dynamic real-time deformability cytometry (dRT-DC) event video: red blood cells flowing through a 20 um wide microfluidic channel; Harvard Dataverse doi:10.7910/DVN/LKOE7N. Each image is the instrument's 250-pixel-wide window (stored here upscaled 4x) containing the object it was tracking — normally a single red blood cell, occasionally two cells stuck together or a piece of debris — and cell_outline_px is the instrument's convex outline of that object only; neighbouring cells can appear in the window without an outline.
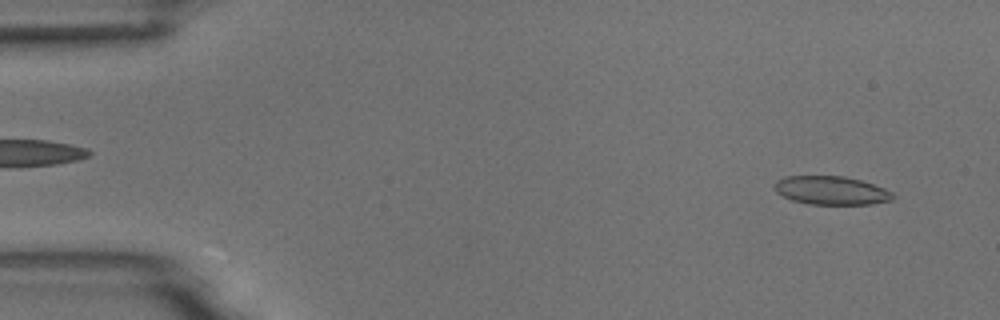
{"species": "common noctule bat (a hibernating species)", "species_latin": "Nyctalus noctula", "temperature_condition": "room temperature", "stored_images_in_passage": 53, "camera_frame_rate_fps": 3000, "um_per_image_px": 0.085, "animal": {"sex": "male", "body_mass_g": 18.8}, "frame": {"image": 1, "passage_image": 3, "time_ms": 0.667, "image_size_px": [1000, 320], "cell_outline_px": [[896, 196], [892, 200], [872, 204], [808, 204], [792, 200], [776, 192], [776, 180], [784, 176], [844, 176], [860, 180], [884, 188], [892, 192]], "centroid_in_image_um": [70.67, 16.19], "position_along_channel_um": 14.3, "area_um2": 19.59}}
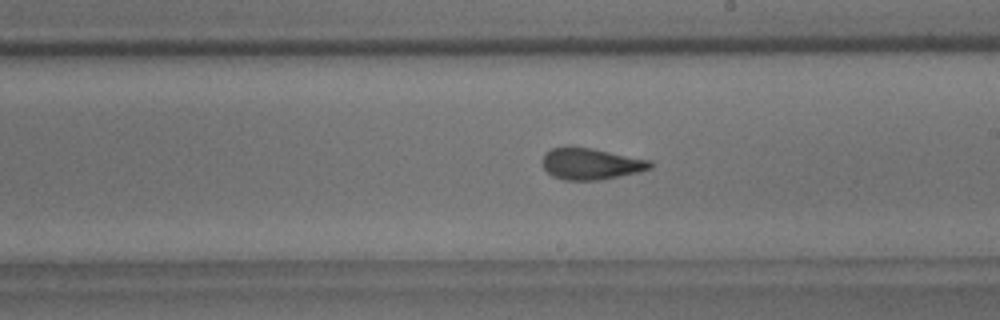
{"frame": {"image": 2, "passage_image": 30, "time_ms": 9.667, "image_size_px": [1000, 320], "cell_outline_px": [[652, 168], [640, 172], [600, 180], [564, 180], [552, 176], [544, 168], [540, 160], [544, 152], [552, 148], [568, 144], [592, 148], [652, 160]], "centroid_in_image_um": [50.18, 13.89], "position_along_channel_um": 238.8, "area_um2": 20.4}}
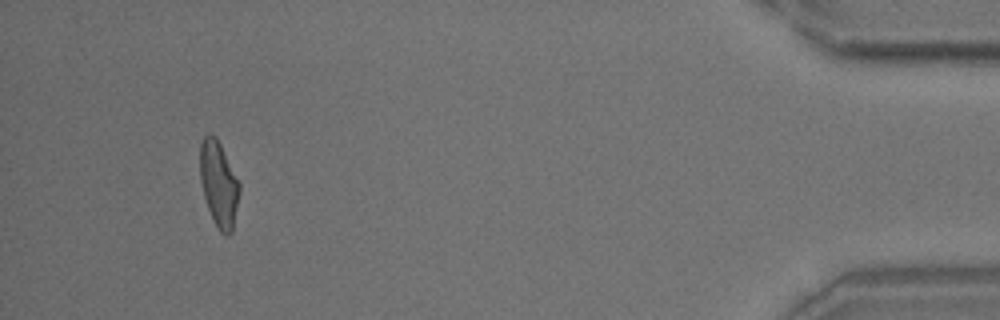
{"frame": {"image": 3, "passage_image": 50, "time_ms": 16.333, "image_size_px": [1000, 320], "cell_outline_px": [[240, 192], [232, 232], [228, 236], [224, 236], [220, 232], [208, 208], [204, 196], [200, 180], [200, 144], [204, 136], [208, 132], [212, 132], [216, 136], [240, 184]], "centroid_in_image_um": [18.59, 15.62], "position_along_channel_um": 416.6, "area_um2": 19.59}, "authors_computed_cell_mechanics": {"area_um2": 20.0566, "velocity_mm_per_s": 3.7035, "shape_relaxation_time_tau1_ms": 9.061, "shape_relaxation_time_tau2_ms": 1.3376, "deformation_change_tau1": 0.2345, "deformation_change_tau2": 0.0895}}